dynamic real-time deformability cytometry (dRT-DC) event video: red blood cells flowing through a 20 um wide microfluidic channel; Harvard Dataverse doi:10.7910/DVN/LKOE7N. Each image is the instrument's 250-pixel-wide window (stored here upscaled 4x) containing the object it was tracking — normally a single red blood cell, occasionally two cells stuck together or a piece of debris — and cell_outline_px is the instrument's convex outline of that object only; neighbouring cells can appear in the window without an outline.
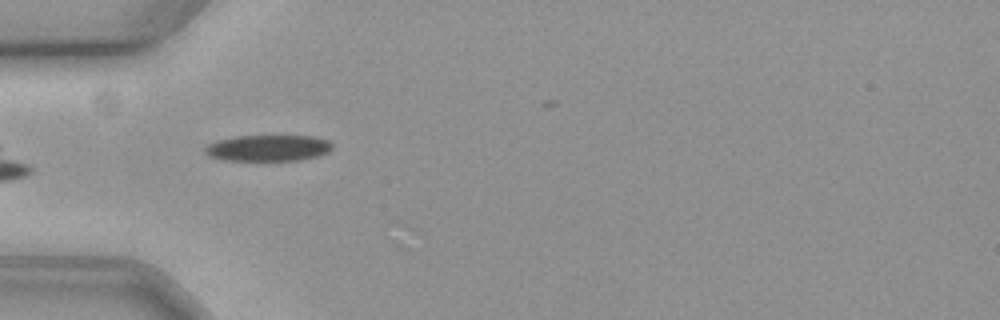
{"species": "common noctule bat (a hibernating species)", "species_latin": "Nyctalus noctula", "temperature_condition": "cold", "stored_images_in_passage": 22, "camera_frame_rate_fps": 3000, "um_per_image_px": 0.085, "animal": {"sex": "female", "body_mass_g": 19.3, "forearm_length_mm": 54.1}, "frame": {"image": 1, "passage_image": 4, "time_ms": 1.0, "image_size_px": [1000, 320], "cell_outline_px": [[332, 148], [328, 152], [320, 156], [300, 160], [224, 160], [208, 156], [204, 152], [204, 148], [208, 144], [220, 140], [236, 136], [312, 136], [328, 140], [332, 144]], "centroid_in_image_um": [22.8, 12.58], "position_along_channel_um": 62.2, "area_um2": 19.42}}